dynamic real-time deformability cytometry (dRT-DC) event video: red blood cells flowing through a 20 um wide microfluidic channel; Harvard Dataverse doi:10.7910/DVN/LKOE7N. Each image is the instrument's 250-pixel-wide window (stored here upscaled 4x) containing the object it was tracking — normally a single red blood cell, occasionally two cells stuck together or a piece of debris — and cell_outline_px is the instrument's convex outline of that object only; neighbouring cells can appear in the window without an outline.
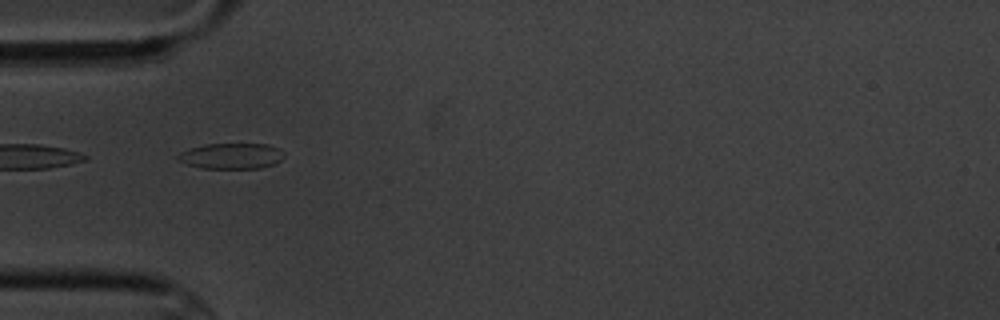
{"species": "common noctule bat (a hibernating species)", "species_latin": "Nyctalus noctula", "temperature_condition": "cold", "stored_images_in_passage": 6, "camera_frame_rate_fps": 3000, "um_per_image_px": 0.085, "animal": {"sex": "male", "body_mass_g": 20.1, "forearm_length_mm": 53.5}, "frame": {"image": 1, "passage_image": 5, "time_ms": 5.667, "image_size_px": [1000, 320], "cell_outline_px": [[284, 156], [280, 160], [272, 164], [260, 168], [204, 168], [188, 164], [176, 160], [176, 156], [180, 152], [188, 148], [204, 144], [268, 144], [280, 148], [284, 152]], "centroid_in_image_um": [19.65, 13.24], "position_along_channel_um": 65.4, "area_um2": 15.95}}
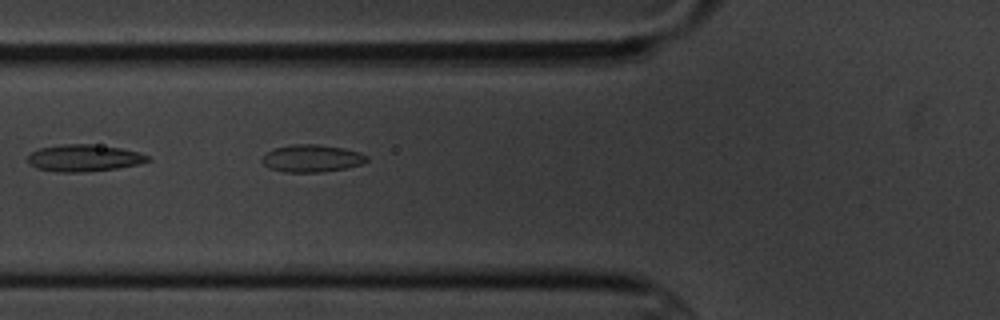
{"frame": {"image": 2, "passage_image": 6, "time_ms": 6.667, "image_size_px": [1000, 320], "cell_outline_px": [[368, 160], [360, 164], [344, 168], [320, 172], [284, 172], [272, 168], [264, 164], [260, 160], [268, 152], [276, 148], [292, 144], [316, 144], [344, 148], [360, 152], [368, 156]], "centroid_in_image_um": [26.52, 13.45], "position_along_channel_um": 99.3, "area_um2": 16.47}}